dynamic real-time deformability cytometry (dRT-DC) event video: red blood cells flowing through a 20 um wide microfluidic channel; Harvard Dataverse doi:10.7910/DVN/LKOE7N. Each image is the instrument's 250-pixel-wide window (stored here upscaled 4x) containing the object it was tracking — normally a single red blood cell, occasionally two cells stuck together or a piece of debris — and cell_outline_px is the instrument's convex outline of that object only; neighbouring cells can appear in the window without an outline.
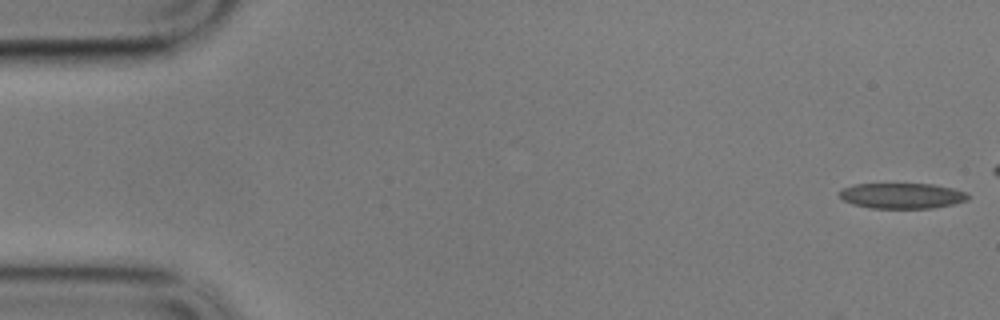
{"species": "common noctule bat (a hibernating species)", "species_latin": "Nyctalus noctula", "temperature_condition": "cold", "stored_images_in_passage": 9, "camera_frame_rate_fps": 3000, "um_per_image_px": 0.085, "animal": {"sex": "male", "body_mass_g": 17.9}, "frame": {"image": 1, "passage_image": 1, "time_ms": 0.0, "image_size_px": [1000, 320], "cell_outline_px": [[972, 196], [968, 200], [956, 204], [932, 208], [872, 208], [852, 204], [844, 200], [840, 196], [840, 192], [844, 188], [856, 184], [932, 184], [952, 188], [968, 192]], "centroid_in_image_um": [76.76, 16.64], "position_along_channel_um": 8.2, "area_um2": 19.19}}